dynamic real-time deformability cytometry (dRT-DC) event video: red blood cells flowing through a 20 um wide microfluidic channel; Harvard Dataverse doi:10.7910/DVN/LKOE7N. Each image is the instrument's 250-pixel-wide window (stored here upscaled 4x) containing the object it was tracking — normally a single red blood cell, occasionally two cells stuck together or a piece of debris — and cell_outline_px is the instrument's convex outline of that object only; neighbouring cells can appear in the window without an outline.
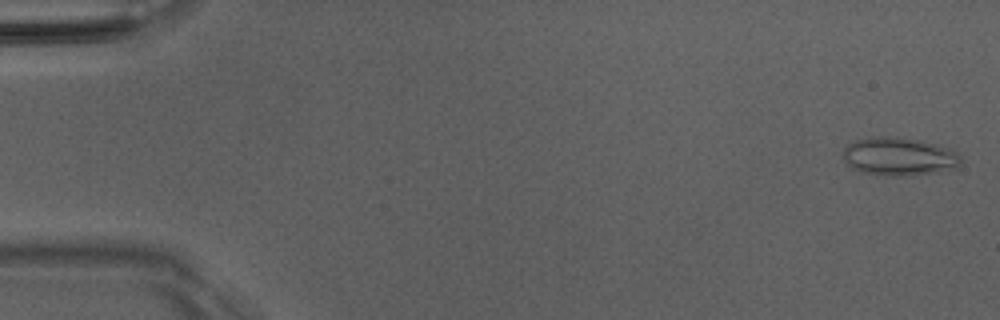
{"species": "Egyptian fruit bat (a non-hibernating species)", "species_latin": "Rousettus aegyptiacus", "temperature_condition": "room temperature", "stored_images_in_passage": 51, "camera_frame_rate_fps": 3000, "um_per_image_px": 0.085, "animal": {"sex": "male"}, "frame": {"image": 1, "passage_image": 2, "time_ms": 0.333, "image_size_px": [1000, 320], "cell_outline_px": [[960, 164], [956, 168], [932, 172], [900, 176], [888, 176], [860, 172], [852, 168], [844, 160], [844, 148], [848, 144], [856, 140], [876, 136], [896, 136], [936, 144], [948, 148], [956, 152], [960, 156]], "centroid_in_image_um": [76.39, 13.3], "position_along_channel_um": 8.6, "area_um2": 26.01}}
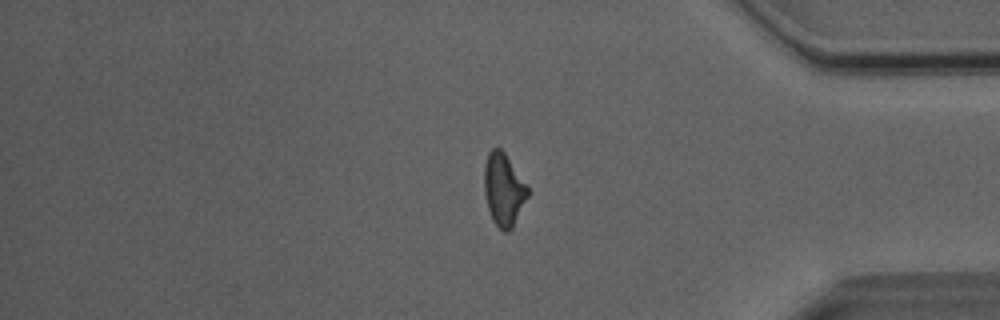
{"frame": {"image": 2, "passage_image": 43, "time_ms": 14.0, "image_size_px": [1000, 320], "cell_outline_px": [[528, 196], [512, 228], [508, 232], [504, 232], [492, 220], [488, 208], [484, 192], [484, 164], [488, 152], [492, 148], [500, 148], [504, 152], [528, 188]], "centroid_in_image_um": [42.78, 16.11], "position_along_channel_um": 392.4, "area_um2": 18.15}}
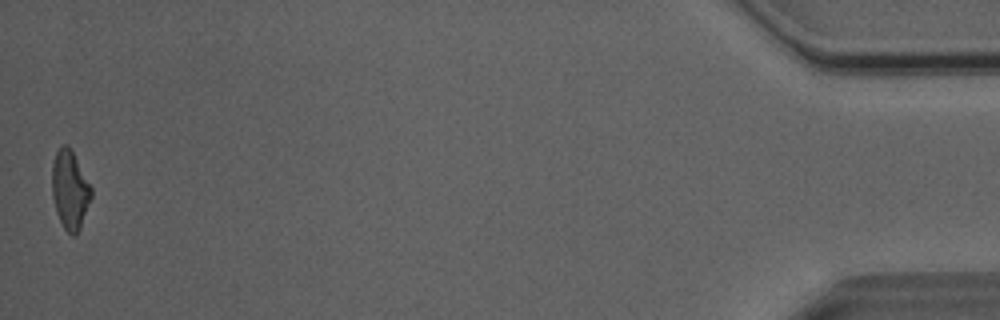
{"frame": {"image": 3, "passage_image": 51, "time_ms": 16.667, "image_size_px": [1000, 320], "cell_outline_px": [[92, 196], [80, 228], [76, 236], [72, 236], [64, 228], [56, 212], [52, 196], [52, 164], [56, 152], [64, 144], [68, 144], [92, 188]], "centroid_in_image_um": [5.94, 16.16], "position_along_channel_um": 429.3, "area_um2": 17.86}, "authors_computed_cell_mechanics": {"area_um2": 18.785, "velocity_mm_per_s": 4.0719, "shape_relaxation_time_tau1_ms": null, "shape_relaxation_time_tau2_ms": 2.3768, "deformation_change_tau1": null, "deformation_change_tau2": 0.1235}}